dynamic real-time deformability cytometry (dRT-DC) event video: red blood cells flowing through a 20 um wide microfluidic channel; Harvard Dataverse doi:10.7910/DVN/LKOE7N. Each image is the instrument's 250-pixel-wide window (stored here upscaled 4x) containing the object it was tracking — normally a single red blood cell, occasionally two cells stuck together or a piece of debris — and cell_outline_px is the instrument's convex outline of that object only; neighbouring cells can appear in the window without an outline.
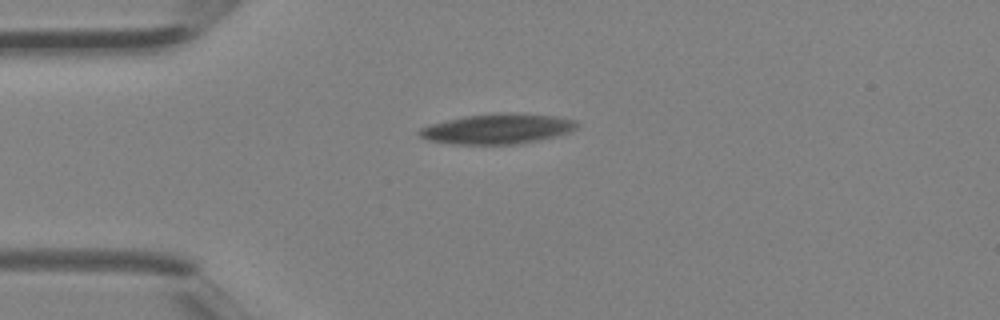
{"species": "Egyptian fruit bat (a non-hibernating species)", "species_latin": "Rousettus aegyptiacus", "temperature_condition": "room temperature", "stored_images_in_passage": 3, "camera_frame_rate_fps": 3000, "um_per_image_px": 0.085, "animal": {"sex": "female"}, "frame": {"image": 1, "passage_image": 1, "time_ms": 0.0, "image_size_px": [1000, 320], "cell_outline_px": [[580, 124], [572, 132], [556, 136], [516, 144], [452, 144], [428, 140], [420, 136], [416, 132], [420, 128], [432, 124], [464, 116], [496, 112], [500, 112], [552, 116], [576, 120]], "centroid_in_image_um": [42.29, 10.95], "position_along_channel_um": 42.7, "area_um2": 27.57}}
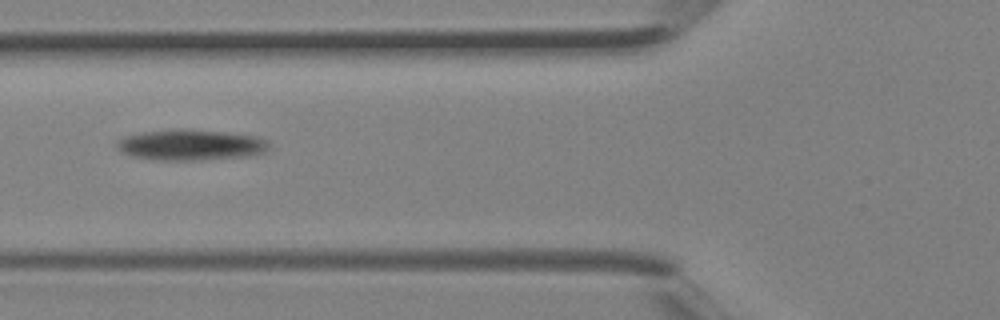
{"frame": {"image": 2, "passage_image": 3, "time_ms": 0.667, "image_size_px": [1000, 320], "cell_outline_px": [[268, 148], [264, 152], [248, 156], [200, 160], [160, 160], [132, 156], [116, 148], [116, 144], [124, 136], [144, 132], [224, 132], [256, 136], [268, 140]], "centroid_in_image_um": [16.26, 12.37], "position_along_channel_um": 109.5, "area_um2": 26.01}}